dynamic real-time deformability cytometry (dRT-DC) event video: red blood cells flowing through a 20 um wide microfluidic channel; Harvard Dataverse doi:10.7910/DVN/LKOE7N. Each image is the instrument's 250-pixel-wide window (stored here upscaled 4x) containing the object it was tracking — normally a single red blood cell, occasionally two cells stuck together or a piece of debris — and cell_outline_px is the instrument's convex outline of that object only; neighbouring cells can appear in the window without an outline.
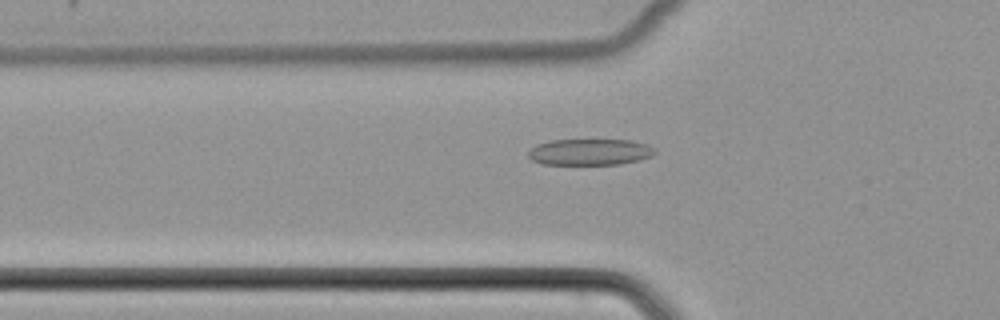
{"species": "common noctule bat (a hibernating species)", "species_latin": "Nyctalus noctula", "temperature_condition": "cold", "stored_images_in_passage": 51, "camera_frame_rate_fps": 3000, "um_per_image_px": 0.085, "animal": {"sex": "female", "body_mass_g": 22.7, "forearm_length_mm": 54.2}, "frame": {"image": 1, "passage_image": 18, "time_ms": 5.667, "image_size_px": [1000, 320], "cell_outline_px": [[656, 152], [652, 156], [640, 160], [620, 164], [544, 164], [532, 160], [528, 156], [528, 152], [536, 144], [552, 140], [632, 140], [648, 144], [656, 148]], "centroid_in_image_um": [50.19, 12.91], "position_along_channel_um": 75.6, "area_um2": 19.48}}
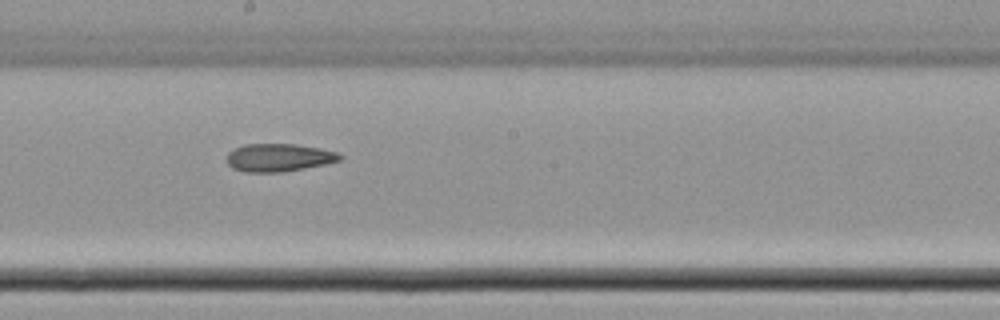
{"frame": {"image": 2, "passage_image": 29, "time_ms": 9.333, "image_size_px": [1000, 320], "cell_outline_px": [[344, 156], [340, 160], [324, 164], [304, 168], [280, 172], [244, 172], [232, 168], [228, 164], [228, 152], [244, 144], [296, 144], [320, 148], [340, 152]], "centroid_in_image_um": [23.72, 13.39], "position_along_channel_um": 224.5, "area_um2": 18.38}}
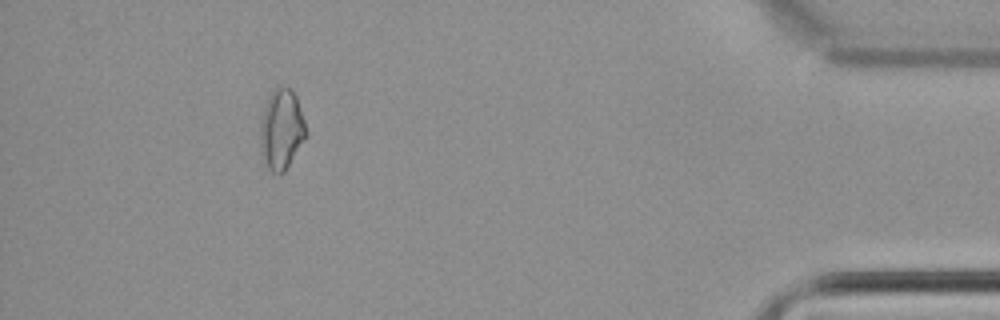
{"frame": {"image": 3, "passage_image": 47, "time_ms": 15.333, "image_size_px": [1000, 320], "cell_outline_px": [[308, 136], [284, 172], [272, 172], [268, 168], [260, 156], [260, 124], [264, 108], [268, 96], [280, 84], [288, 88], [296, 96], [308, 132]], "centroid_in_image_um": [23.92, 11.01], "position_along_channel_um": 411.3, "area_um2": 21.62}}